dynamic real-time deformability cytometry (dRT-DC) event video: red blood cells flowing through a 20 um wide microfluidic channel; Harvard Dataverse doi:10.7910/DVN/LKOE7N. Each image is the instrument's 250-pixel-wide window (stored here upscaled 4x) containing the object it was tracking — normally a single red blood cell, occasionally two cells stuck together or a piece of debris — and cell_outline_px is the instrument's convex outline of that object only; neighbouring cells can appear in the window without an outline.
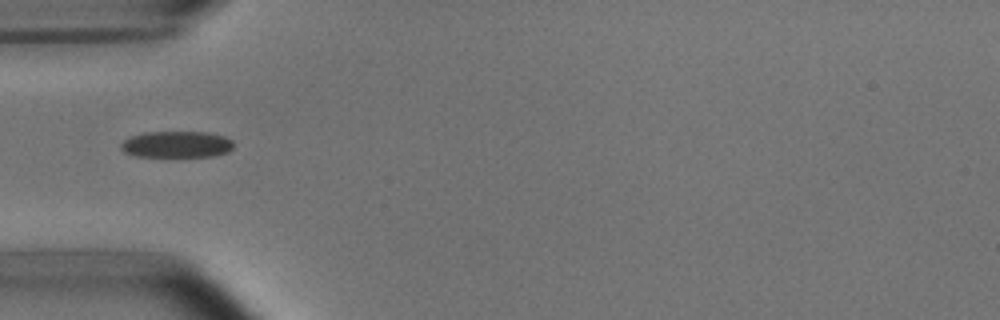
{"species": "common noctule bat (a hibernating species)", "species_latin": "Nyctalus noctula", "temperature_condition": "room temperature", "stored_images_in_passage": 37, "camera_frame_rate_fps": 3000, "um_per_image_px": 0.085, "animal": {"sex": "male", "body_mass_g": 15.6}, "frame": {"image": 1, "passage_image": 1, "time_ms": 0.0, "image_size_px": [1000, 320], "cell_outline_px": [[232, 148], [228, 152], [216, 156], [136, 156], [124, 152], [120, 148], [120, 144], [124, 140], [132, 136], [144, 132], [208, 132], [224, 136], [232, 140]], "centroid_in_image_um": [15.02, 12.27], "position_along_channel_um": 70.0, "area_um2": 17.34}}
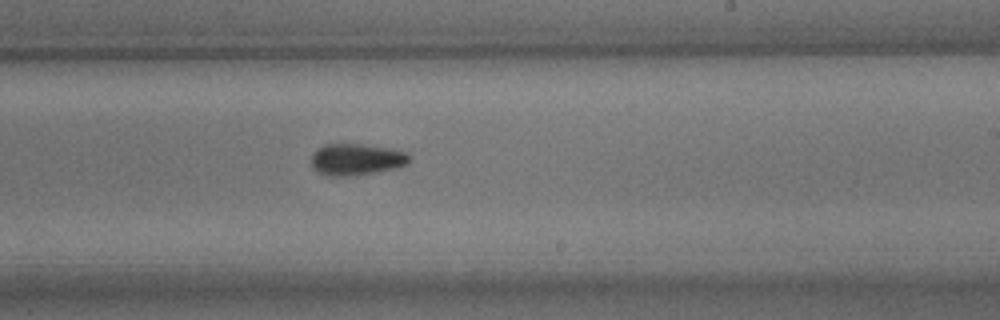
{"frame": {"image": 2, "passage_image": 16, "time_ms": 5.0, "image_size_px": [1000, 320], "cell_outline_px": [[408, 164], [396, 168], [376, 172], [352, 176], [328, 176], [316, 172], [312, 168], [312, 156], [324, 144], [360, 144], [388, 148], [404, 152], [408, 156]], "centroid_in_image_um": [30.26, 13.57], "position_along_channel_um": 258.7, "area_um2": 17.86}}
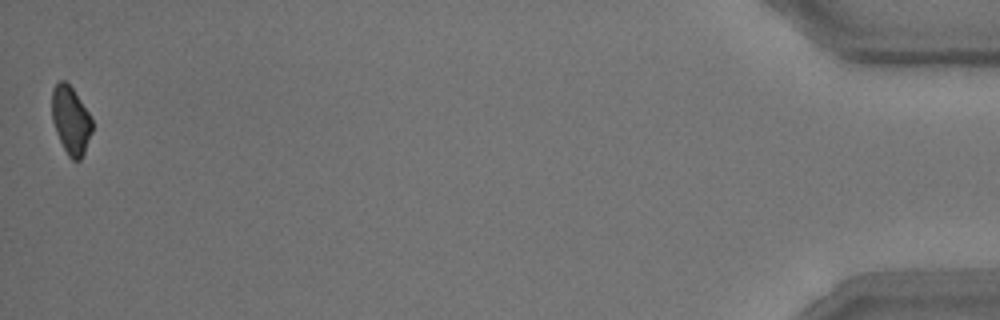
{"frame": {"image": 3, "passage_image": 37, "time_ms": 12.0, "image_size_px": [1000, 320], "cell_outline_px": [[92, 132], [84, 152], [80, 160], [72, 160], [68, 156], [56, 132], [52, 120], [52, 88], [60, 80], [64, 80], [72, 88], [88, 112], [92, 120]], "centroid_in_image_um": [6.01, 10.22], "position_along_channel_um": 429.2, "area_um2": 15.72}, "authors_computed_cell_mechanics": {"area_um2": 17.8024, "velocity_mm_per_s": 3.7557, "shape_relaxation_time_tau1_ms": 4.3796, "shape_relaxation_time_tau2_ms": 2.6881, "deformation_change_tau1": 0.1277, "deformation_change_tau2": 0.0736}}